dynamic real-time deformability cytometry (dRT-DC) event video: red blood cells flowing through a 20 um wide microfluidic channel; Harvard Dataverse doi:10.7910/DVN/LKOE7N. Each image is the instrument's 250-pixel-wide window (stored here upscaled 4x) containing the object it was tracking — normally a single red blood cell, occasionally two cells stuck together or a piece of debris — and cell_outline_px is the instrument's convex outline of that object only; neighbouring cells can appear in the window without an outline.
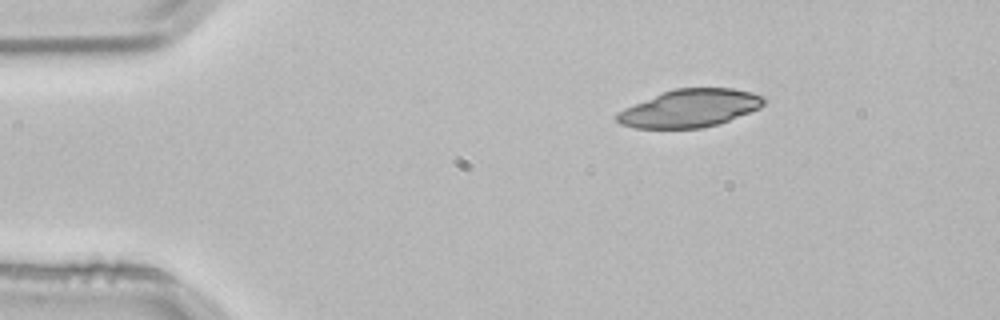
{"species": "common noctule bat (a hibernating species)", "species_latin": "Nyctalus noctula", "temperature_condition": "room temperature", "stored_images_in_passage": 2, "camera_frame_rate_fps": 3000, "um_per_image_px": 0.085, "animal": {"sex": "male", "body_mass_g": 21.5, "forearm_length_mm": 52.0}, "frame": {"image": 1, "passage_image": 1, "time_ms": 0.0, "image_size_px": [1000, 320], "cell_outline_px": [[768, 100], [760, 108], [728, 120], [716, 124], [700, 128], [636, 128], [620, 124], [616, 120], [616, 112], [624, 108], [664, 92], [676, 88], [732, 88], [752, 92], [764, 96]], "centroid_in_image_um": [58.66, 9.2], "position_along_channel_um": 26.3, "area_um2": 32.14}}